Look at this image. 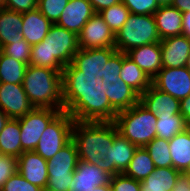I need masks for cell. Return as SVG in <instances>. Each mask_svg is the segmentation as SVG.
Instances as JSON below:
<instances>
[{
	"label": "cell",
	"instance_id": "6da1fadb",
	"mask_svg": "<svg viewBox=\"0 0 190 191\" xmlns=\"http://www.w3.org/2000/svg\"><path fill=\"white\" fill-rule=\"evenodd\" d=\"M78 35L57 24H52L47 36L31 46L29 65L58 70L62 73L79 50Z\"/></svg>",
	"mask_w": 190,
	"mask_h": 191
},
{
	"label": "cell",
	"instance_id": "7a4b0ae2",
	"mask_svg": "<svg viewBox=\"0 0 190 191\" xmlns=\"http://www.w3.org/2000/svg\"><path fill=\"white\" fill-rule=\"evenodd\" d=\"M114 121H74L72 141L81 161L96 164L104 160L114 142Z\"/></svg>",
	"mask_w": 190,
	"mask_h": 191
},
{
	"label": "cell",
	"instance_id": "3957f363",
	"mask_svg": "<svg viewBox=\"0 0 190 191\" xmlns=\"http://www.w3.org/2000/svg\"><path fill=\"white\" fill-rule=\"evenodd\" d=\"M96 87L90 91H62L63 111L74 121H114L117 111L111 106L103 80L97 78Z\"/></svg>",
	"mask_w": 190,
	"mask_h": 191
},
{
	"label": "cell",
	"instance_id": "277c9868",
	"mask_svg": "<svg viewBox=\"0 0 190 191\" xmlns=\"http://www.w3.org/2000/svg\"><path fill=\"white\" fill-rule=\"evenodd\" d=\"M22 85L34 107L63 110L62 73L58 70L28 65Z\"/></svg>",
	"mask_w": 190,
	"mask_h": 191
},
{
	"label": "cell",
	"instance_id": "5b68a950",
	"mask_svg": "<svg viewBox=\"0 0 190 191\" xmlns=\"http://www.w3.org/2000/svg\"><path fill=\"white\" fill-rule=\"evenodd\" d=\"M157 116L140 102L117 113L114 120L118 132L137 147H145L156 137Z\"/></svg>",
	"mask_w": 190,
	"mask_h": 191
},
{
	"label": "cell",
	"instance_id": "8992f818",
	"mask_svg": "<svg viewBox=\"0 0 190 191\" xmlns=\"http://www.w3.org/2000/svg\"><path fill=\"white\" fill-rule=\"evenodd\" d=\"M160 41L153 15L130 13L126 23L115 34V48L123 53H127L136 47Z\"/></svg>",
	"mask_w": 190,
	"mask_h": 191
},
{
	"label": "cell",
	"instance_id": "52a82bcc",
	"mask_svg": "<svg viewBox=\"0 0 190 191\" xmlns=\"http://www.w3.org/2000/svg\"><path fill=\"white\" fill-rule=\"evenodd\" d=\"M78 160L77 148L72 140L48 159V182L45 191H68Z\"/></svg>",
	"mask_w": 190,
	"mask_h": 191
},
{
	"label": "cell",
	"instance_id": "ba28073f",
	"mask_svg": "<svg viewBox=\"0 0 190 191\" xmlns=\"http://www.w3.org/2000/svg\"><path fill=\"white\" fill-rule=\"evenodd\" d=\"M74 118L61 111L45 128L35 148V152L45 160L51 159L72 140Z\"/></svg>",
	"mask_w": 190,
	"mask_h": 191
},
{
	"label": "cell",
	"instance_id": "9c48e42d",
	"mask_svg": "<svg viewBox=\"0 0 190 191\" xmlns=\"http://www.w3.org/2000/svg\"><path fill=\"white\" fill-rule=\"evenodd\" d=\"M61 111L63 110L34 107L29 113L17 118L21 130L22 153L35 150L45 128Z\"/></svg>",
	"mask_w": 190,
	"mask_h": 191
},
{
	"label": "cell",
	"instance_id": "30bf717a",
	"mask_svg": "<svg viewBox=\"0 0 190 191\" xmlns=\"http://www.w3.org/2000/svg\"><path fill=\"white\" fill-rule=\"evenodd\" d=\"M136 149L137 146L124 138L116 129L110 151L104 160L98 161L95 165L111 176L123 173L133 158Z\"/></svg>",
	"mask_w": 190,
	"mask_h": 191
},
{
	"label": "cell",
	"instance_id": "8fae6325",
	"mask_svg": "<svg viewBox=\"0 0 190 191\" xmlns=\"http://www.w3.org/2000/svg\"><path fill=\"white\" fill-rule=\"evenodd\" d=\"M80 49L115 47V34L99 13H95L78 34Z\"/></svg>",
	"mask_w": 190,
	"mask_h": 191
},
{
	"label": "cell",
	"instance_id": "7c38bea8",
	"mask_svg": "<svg viewBox=\"0 0 190 191\" xmlns=\"http://www.w3.org/2000/svg\"><path fill=\"white\" fill-rule=\"evenodd\" d=\"M152 84L157 89L181 100L190 95V71L185 66L162 68L152 79Z\"/></svg>",
	"mask_w": 190,
	"mask_h": 191
},
{
	"label": "cell",
	"instance_id": "4fadbf2b",
	"mask_svg": "<svg viewBox=\"0 0 190 191\" xmlns=\"http://www.w3.org/2000/svg\"><path fill=\"white\" fill-rule=\"evenodd\" d=\"M0 108L9 118L17 119L29 113L34 106L22 84L0 83Z\"/></svg>",
	"mask_w": 190,
	"mask_h": 191
},
{
	"label": "cell",
	"instance_id": "5bb4252c",
	"mask_svg": "<svg viewBox=\"0 0 190 191\" xmlns=\"http://www.w3.org/2000/svg\"><path fill=\"white\" fill-rule=\"evenodd\" d=\"M111 177L95 164L78 160L68 191H92L97 186L110 184Z\"/></svg>",
	"mask_w": 190,
	"mask_h": 191
},
{
	"label": "cell",
	"instance_id": "9a60e30c",
	"mask_svg": "<svg viewBox=\"0 0 190 191\" xmlns=\"http://www.w3.org/2000/svg\"><path fill=\"white\" fill-rule=\"evenodd\" d=\"M47 160L35 151H27L18 157L17 172L31 184L47 188L48 172Z\"/></svg>",
	"mask_w": 190,
	"mask_h": 191
},
{
	"label": "cell",
	"instance_id": "2e32d148",
	"mask_svg": "<svg viewBox=\"0 0 190 191\" xmlns=\"http://www.w3.org/2000/svg\"><path fill=\"white\" fill-rule=\"evenodd\" d=\"M139 102L157 117L180 114V100L157 89L153 84L140 95Z\"/></svg>",
	"mask_w": 190,
	"mask_h": 191
},
{
	"label": "cell",
	"instance_id": "e0dca14e",
	"mask_svg": "<svg viewBox=\"0 0 190 191\" xmlns=\"http://www.w3.org/2000/svg\"><path fill=\"white\" fill-rule=\"evenodd\" d=\"M94 14L88 0H69L56 24L78 35Z\"/></svg>",
	"mask_w": 190,
	"mask_h": 191
},
{
	"label": "cell",
	"instance_id": "ac0fdd59",
	"mask_svg": "<svg viewBox=\"0 0 190 191\" xmlns=\"http://www.w3.org/2000/svg\"><path fill=\"white\" fill-rule=\"evenodd\" d=\"M163 68L185 66L190 52V39L187 36H170L160 41Z\"/></svg>",
	"mask_w": 190,
	"mask_h": 191
},
{
	"label": "cell",
	"instance_id": "d6986e66",
	"mask_svg": "<svg viewBox=\"0 0 190 191\" xmlns=\"http://www.w3.org/2000/svg\"><path fill=\"white\" fill-rule=\"evenodd\" d=\"M117 51L115 47L79 49L73 56L72 64L82 73L97 75L103 70L110 57Z\"/></svg>",
	"mask_w": 190,
	"mask_h": 191
},
{
	"label": "cell",
	"instance_id": "ffe728a7",
	"mask_svg": "<svg viewBox=\"0 0 190 191\" xmlns=\"http://www.w3.org/2000/svg\"><path fill=\"white\" fill-rule=\"evenodd\" d=\"M126 54L151 79L163 68L160 42L133 48Z\"/></svg>",
	"mask_w": 190,
	"mask_h": 191
},
{
	"label": "cell",
	"instance_id": "44dd1931",
	"mask_svg": "<svg viewBox=\"0 0 190 191\" xmlns=\"http://www.w3.org/2000/svg\"><path fill=\"white\" fill-rule=\"evenodd\" d=\"M105 94L111 106L117 111H124L139 103L140 95L124 81L103 80Z\"/></svg>",
	"mask_w": 190,
	"mask_h": 191
},
{
	"label": "cell",
	"instance_id": "7402d4cb",
	"mask_svg": "<svg viewBox=\"0 0 190 191\" xmlns=\"http://www.w3.org/2000/svg\"><path fill=\"white\" fill-rule=\"evenodd\" d=\"M22 24L23 37L31 46L40 43L52 25L38 9L22 13Z\"/></svg>",
	"mask_w": 190,
	"mask_h": 191
},
{
	"label": "cell",
	"instance_id": "603a6c76",
	"mask_svg": "<svg viewBox=\"0 0 190 191\" xmlns=\"http://www.w3.org/2000/svg\"><path fill=\"white\" fill-rule=\"evenodd\" d=\"M160 39L182 35V13L171 5L160 6L153 14Z\"/></svg>",
	"mask_w": 190,
	"mask_h": 191
},
{
	"label": "cell",
	"instance_id": "cb8c5ba5",
	"mask_svg": "<svg viewBox=\"0 0 190 191\" xmlns=\"http://www.w3.org/2000/svg\"><path fill=\"white\" fill-rule=\"evenodd\" d=\"M22 27V13L0 8V50L15 40H24Z\"/></svg>",
	"mask_w": 190,
	"mask_h": 191
},
{
	"label": "cell",
	"instance_id": "d4e9b609",
	"mask_svg": "<svg viewBox=\"0 0 190 191\" xmlns=\"http://www.w3.org/2000/svg\"><path fill=\"white\" fill-rule=\"evenodd\" d=\"M180 173L172 166L156 167L153 172L140 181V191H172Z\"/></svg>",
	"mask_w": 190,
	"mask_h": 191
},
{
	"label": "cell",
	"instance_id": "484cf974",
	"mask_svg": "<svg viewBox=\"0 0 190 191\" xmlns=\"http://www.w3.org/2000/svg\"><path fill=\"white\" fill-rule=\"evenodd\" d=\"M120 79L139 95H142L152 85V79L126 53H123Z\"/></svg>",
	"mask_w": 190,
	"mask_h": 191
},
{
	"label": "cell",
	"instance_id": "4316f807",
	"mask_svg": "<svg viewBox=\"0 0 190 191\" xmlns=\"http://www.w3.org/2000/svg\"><path fill=\"white\" fill-rule=\"evenodd\" d=\"M96 76L82 73L72 63L62 71V91H90L95 88Z\"/></svg>",
	"mask_w": 190,
	"mask_h": 191
},
{
	"label": "cell",
	"instance_id": "83f0119b",
	"mask_svg": "<svg viewBox=\"0 0 190 191\" xmlns=\"http://www.w3.org/2000/svg\"><path fill=\"white\" fill-rule=\"evenodd\" d=\"M169 150L172 158V167L181 173L190 163V129L187 128L169 140Z\"/></svg>",
	"mask_w": 190,
	"mask_h": 191
},
{
	"label": "cell",
	"instance_id": "f1b7e54d",
	"mask_svg": "<svg viewBox=\"0 0 190 191\" xmlns=\"http://www.w3.org/2000/svg\"><path fill=\"white\" fill-rule=\"evenodd\" d=\"M18 119L10 118L0 132V154L18 158L22 153Z\"/></svg>",
	"mask_w": 190,
	"mask_h": 191
},
{
	"label": "cell",
	"instance_id": "f546056e",
	"mask_svg": "<svg viewBox=\"0 0 190 191\" xmlns=\"http://www.w3.org/2000/svg\"><path fill=\"white\" fill-rule=\"evenodd\" d=\"M155 164L145 147H137L124 175L138 181L145 179L155 170Z\"/></svg>",
	"mask_w": 190,
	"mask_h": 191
},
{
	"label": "cell",
	"instance_id": "4dcf8cb0",
	"mask_svg": "<svg viewBox=\"0 0 190 191\" xmlns=\"http://www.w3.org/2000/svg\"><path fill=\"white\" fill-rule=\"evenodd\" d=\"M28 65L14 60L0 50V81L1 83L22 84Z\"/></svg>",
	"mask_w": 190,
	"mask_h": 191
},
{
	"label": "cell",
	"instance_id": "1f68e13d",
	"mask_svg": "<svg viewBox=\"0 0 190 191\" xmlns=\"http://www.w3.org/2000/svg\"><path fill=\"white\" fill-rule=\"evenodd\" d=\"M188 128L181 114L173 116H158L156 122V137L171 140L175 135Z\"/></svg>",
	"mask_w": 190,
	"mask_h": 191
},
{
	"label": "cell",
	"instance_id": "d6a6232c",
	"mask_svg": "<svg viewBox=\"0 0 190 191\" xmlns=\"http://www.w3.org/2000/svg\"><path fill=\"white\" fill-rule=\"evenodd\" d=\"M145 149L152 158L155 167L161 168L172 166V158L169 150L168 140L155 137L145 146Z\"/></svg>",
	"mask_w": 190,
	"mask_h": 191
},
{
	"label": "cell",
	"instance_id": "836d02e7",
	"mask_svg": "<svg viewBox=\"0 0 190 191\" xmlns=\"http://www.w3.org/2000/svg\"><path fill=\"white\" fill-rule=\"evenodd\" d=\"M99 14L102 16L104 22L109 26L111 31L114 34H117L128 20L130 11L121 1L113 6L103 9Z\"/></svg>",
	"mask_w": 190,
	"mask_h": 191
},
{
	"label": "cell",
	"instance_id": "e575fe53",
	"mask_svg": "<svg viewBox=\"0 0 190 191\" xmlns=\"http://www.w3.org/2000/svg\"><path fill=\"white\" fill-rule=\"evenodd\" d=\"M69 0H38L37 9L52 24H56Z\"/></svg>",
	"mask_w": 190,
	"mask_h": 191
},
{
	"label": "cell",
	"instance_id": "d590c367",
	"mask_svg": "<svg viewBox=\"0 0 190 191\" xmlns=\"http://www.w3.org/2000/svg\"><path fill=\"white\" fill-rule=\"evenodd\" d=\"M1 51L7 56L12 57L29 65L31 57V45L24 39L21 41L15 40L11 44L5 45Z\"/></svg>",
	"mask_w": 190,
	"mask_h": 191
},
{
	"label": "cell",
	"instance_id": "8d00e7d4",
	"mask_svg": "<svg viewBox=\"0 0 190 191\" xmlns=\"http://www.w3.org/2000/svg\"><path fill=\"white\" fill-rule=\"evenodd\" d=\"M123 64V52L116 51L109 59L103 70H99L96 78L102 80H116L120 79V70Z\"/></svg>",
	"mask_w": 190,
	"mask_h": 191
},
{
	"label": "cell",
	"instance_id": "74e56055",
	"mask_svg": "<svg viewBox=\"0 0 190 191\" xmlns=\"http://www.w3.org/2000/svg\"><path fill=\"white\" fill-rule=\"evenodd\" d=\"M130 13L138 15H153L159 5L156 0H121Z\"/></svg>",
	"mask_w": 190,
	"mask_h": 191
},
{
	"label": "cell",
	"instance_id": "f35d334b",
	"mask_svg": "<svg viewBox=\"0 0 190 191\" xmlns=\"http://www.w3.org/2000/svg\"><path fill=\"white\" fill-rule=\"evenodd\" d=\"M0 191H45L41 187L35 186L28 182L18 172L11 176L4 184Z\"/></svg>",
	"mask_w": 190,
	"mask_h": 191
},
{
	"label": "cell",
	"instance_id": "ab89813d",
	"mask_svg": "<svg viewBox=\"0 0 190 191\" xmlns=\"http://www.w3.org/2000/svg\"><path fill=\"white\" fill-rule=\"evenodd\" d=\"M110 184L113 191H140V181L123 173L112 176Z\"/></svg>",
	"mask_w": 190,
	"mask_h": 191
},
{
	"label": "cell",
	"instance_id": "60d3db41",
	"mask_svg": "<svg viewBox=\"0 0 190 191\" xmlns=\"http://www.w3.org/2000/svg\"><path fill=\"white\" fill-rule=\"evenodd\" d=\"M18 158L0 154V189L3 184L17 173Z\"/></svg>",
	"mask_w": 190,
	"mask_h": 191
},
{
	"label": "cell",
	"instance_id": "b9f144b4",
	"mask_svg": "<svg viewBox=\"0 0 190 191\" xmlns=\"http://www.w3.org/2000/svg\"><path fill=\"white\" fill-rule=\"evenodd\" d=\"M37 0H6L4 8L24 13L37 9Z\"/></svg>",
	"mask_w": 190,
	"mask_h": 191
},
{
	"label": "cell",
	"instance_id": "7bdbcfd3",
	"mask_svg": "<svg viewBox=\"0 0 190 191\" xmlns=\"http://www.w3.org/2000/svg\"><path fill=\"white\" fill-rule=\"evenodd\" d=\"M172 191H190V176L183 172L179 174Z\"/></svg>",
	"mask_w": 190,
	"mask_h": 191
},
{
	"label": "cell",
	"instance_id": "ee69618b",
	"mask_svg": "<svg viewBox=\"0 0 190 191\" xmlns=\"http://www.w3.org/2000/svg\"><path fill=\"white\" fill-rule=\"evenodd\" d=\"M88 1L91 3L95 13H99L103 9L121 2V0H88Z\"/></svg>",
	"mask_w": 190,
	"mask_h": 191
},
{
	"label": "cell",
	"instance_id": "f6af8a7d",
	"mask_svg": "<svg viewBox=\"0 0 190 191\" xmlns=\"http://www.w3.org/2000/svg\"><path fill=\"white\" fill-rule=\"evenodd\" d=\"M180 114L184 117V120L190 127V95L180 100Z\"/></svg>",
	"mask_w": 190,
	"mask_h": 191
},
{
	"label": "cell",
	"instance_id": "bcb514c9",
	"mask_svg": "<svg viewBox=\"0 0 190 191\" xmlns=\"http://www.w3.org/2000/svg\"><path fill=\"white\" fill-rule=\"evenodd\" d=\"M170 5L177 8L181 13L190 12V0H172Z\"/></svg>",
	"mask_w": 190,
	"mask_h": 191
},
{
	"label": "cell",
	"instance_id": "7dc6e473",
	"mask_svg": "<svg viewBox=\"0 0 190 191\" xmlns=\"http://www.w3.org/2000/svg\"><path fill=\"white\" fill-rule=\"evenodd\" d=\"M183 16V29L182 35L187 36L190 39V12L182 13Z\"/></svg>",
	"mask_w": 190,
	"mask_h": 191
},
{
	"label": "cell",
	"instance_id": "c3c4849f",
	"mask_svg": "<svg viewBox=\"0 0 190 191\" xmlns=\"http://www.w3.org/2000/svg\"><path fill=\"white\" fill-rule=\"evenodd\" d=\"M9 119L10 118L7 116V114L0 108V132Z\"/></svg>",
	"mask_w": 190,
	"mask_h": 191
},
{
	"label": "cell",
	"instance_id": "681fc988",
	"mask_svg": "<svg viewBox=\"0 0 190 191\" xmlns=\"http://www.w3.org/2000/svg\"><path fill=\"white\" fill-rule=\"evenodd\" d=\"M92 191H113V190L111 184H108V185L97 186L94 189H92Z\"/></svg>",
	"mask_w": 190,
	"mask_h": 191
},
{
	"label": "cell",
	"instance_id": "f907efd6",
	"mask_svg": "<svg viewBox=\"0 0 190 191\" xmlns=\"http://www.w3.org/2000/svg\"><path fill=\"white\" fill-rule=\"evenodd\" d=\"M159 6H167L170 5L172 0H156Z\"/></svg>",
	"mask_w": 190,
	"mask_h": 191
},
{
	"label": "cell",
	"instance_id": "816d5d0a",
	"mask_svg": "<svg viewBox=\"0 0 190 191\" xmlns=\"http://www.w3.org/2000/svg\"><path fill=\"white\" fill-rule=\"evenodd\" d=\"M185 67L190 71V52H189V55L187 57Z\"/></svg>",
	"mask_w": 190,
	"mask_h": 191
},
{
	"label": "cell",
	"instance_id": "f5cc1de1",
	"mask_svg": "<svg viewBox=\"0 0 190 191\" xmlns=\"http://www.w3.org/2000/svg\"><path fill=\"white\" fill-rule=\"evenodd\" d=\"M183 173L190 176V163H189L188 167L186 168V170Z\"/></svg>",
	"mask_w": 190,
	"mask_h": 191
},
{
	"label": "cell",
	"instance_id": "db71d44e",
	"mask_svg": "<svg viewBox=\"0 0 190 191\" xmlns=\"http://www.w3.org/2000/svg\"><path fill=\"white\" fill-rule=\"evenodd\" d=\"M6 0H0V8L5 6Z\"/></svg>",
	"mask_w": 190,
	"mask_h": 191
}]
</instances>
